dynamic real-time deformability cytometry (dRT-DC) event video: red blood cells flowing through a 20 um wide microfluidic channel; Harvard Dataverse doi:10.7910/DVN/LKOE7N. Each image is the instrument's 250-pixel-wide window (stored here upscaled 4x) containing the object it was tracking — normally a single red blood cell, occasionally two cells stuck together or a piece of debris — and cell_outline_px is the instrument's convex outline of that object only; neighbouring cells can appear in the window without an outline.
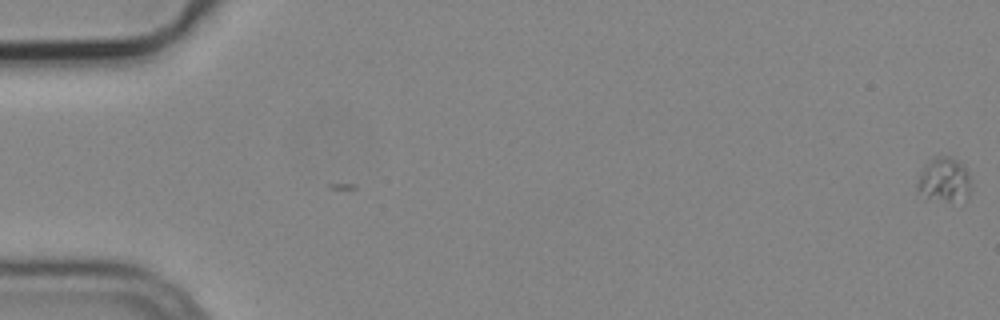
{"species": "common noctule bat (a hibernating species)", "species_latin": "Nyctalus noctula", "temperature_condition": "cold", "stored_images_in_passage": 5, "camera_frame_rate_fps": 3000, "um_per_image_px": 0.085, "animal": {"sex": "male", "body_mass_g": 19.2, "forearm_length_mm": 51.8}, "frame": {"image": 1, "passage_image": 1, "time_ms": 0.0, "image_size_px": [1000, 320], "cell_outline_px": [[968, 196], [948, 200], [944, 200], [928, 196], [916, 192], [916, 184], [924, 164], [936, 156], [948, 156], [956, 160], [964, 168], [968, 176]], "centroid_in_image_um": [80.16, 15.23], "position_along_channel_um": 4.8, "area_um2": 13.06}}